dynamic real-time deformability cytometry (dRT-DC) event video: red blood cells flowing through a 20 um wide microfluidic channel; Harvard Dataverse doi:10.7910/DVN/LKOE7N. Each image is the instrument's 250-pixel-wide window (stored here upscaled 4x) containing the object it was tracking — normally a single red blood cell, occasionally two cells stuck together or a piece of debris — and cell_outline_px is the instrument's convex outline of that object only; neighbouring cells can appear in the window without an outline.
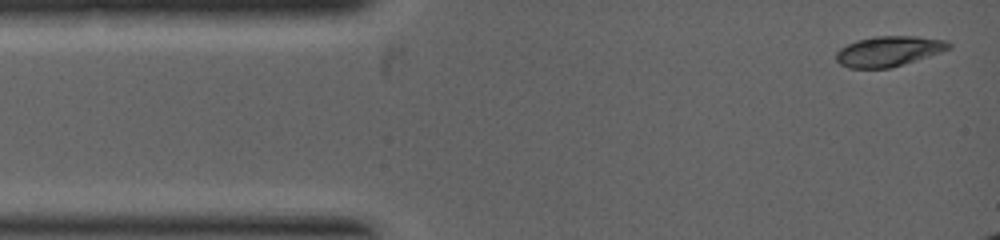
{"species": "common noctule bat (a hibernating species)", "species_latin": "Nyctalus noctula", "temperature_condition": "warm", "stored_images_in_passage": 4, "camera_frame_rate_fps": 5000, "um_per_image_px": 0.085, "animal": {"sex": "female", "body_mass_g": 19.0, "forearm_length_mm": 53.3}, "frame": {"image": 1, "passage_image": 1, "time_ms": 0.0, "image_size_px": [1000, 240], "cell_outline_px": [[952, 48], [916, 60], [888, 68], [848, 68], [840, 64], [836, 60], [836, 52], [840, 48], [856, 40], [876, 36], [916, 36], [944, 40], [952, 44]], "centroid_in_image_um": [75.52, 4.35], "position_along_channel_um": 9.5, "area_um2": 19.71}}